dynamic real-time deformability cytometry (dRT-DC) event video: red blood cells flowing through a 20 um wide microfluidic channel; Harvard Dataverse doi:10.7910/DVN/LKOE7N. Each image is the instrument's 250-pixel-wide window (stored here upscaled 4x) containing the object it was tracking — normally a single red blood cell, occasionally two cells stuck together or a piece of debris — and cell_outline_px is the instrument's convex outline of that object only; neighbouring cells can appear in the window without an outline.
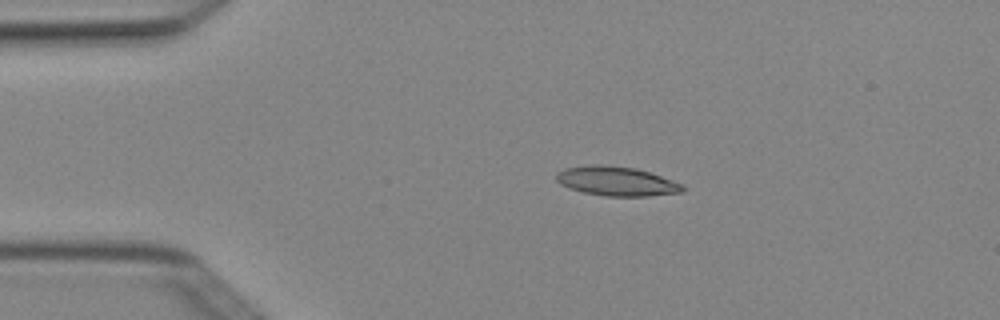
{"species": "Egyptian fruit bat (a non-hibernating species)", "species_latin": "Rousettus aegyptiacus", "temperature_condition": "cold", "stored_images_in_passage": 4, "camera_frame_rate_fps": 3000, "um_per_image_px": 0.085, "animal": {"sex": "female"}, "frame": {"image": 1, "passage_image": 3, "time_ms": 0.667, "image_size_px": [1000, 320], "cell_outline_px": [[684, 192], [648, 196], [604, 196], [584, 192], [568, 188], [560, 184], [556, 180], [556, 172], [564, 168], [592, 164], [600, 164], [636, 168], [684, 184]], "centroid_in_image_um": [52.38, 15.4], "position_along_channel_um": 32.6, "area_um2": 21.68}}